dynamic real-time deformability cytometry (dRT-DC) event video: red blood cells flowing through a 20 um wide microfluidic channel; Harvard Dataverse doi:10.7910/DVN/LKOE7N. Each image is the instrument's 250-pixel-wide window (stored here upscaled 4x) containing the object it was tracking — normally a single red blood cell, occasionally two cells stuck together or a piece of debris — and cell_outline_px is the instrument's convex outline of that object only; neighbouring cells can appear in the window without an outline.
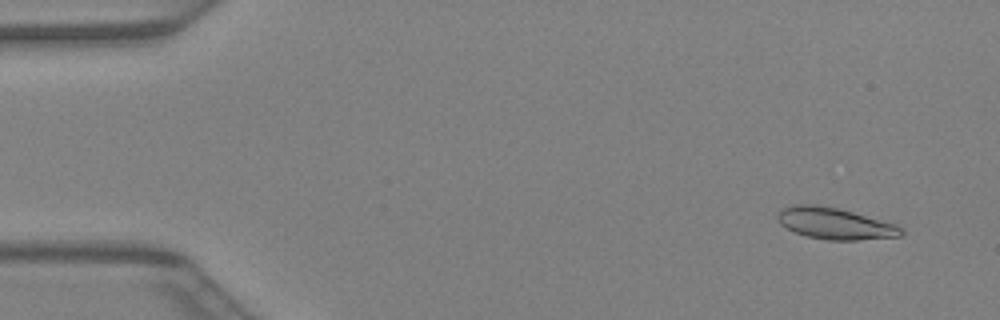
{"species": "Egyptian fruit bat (a non-hibernating species)", "species_latin": "Rousettus aegyptiacus", "temperature_condition": "warm", "stored_images_in_passage": 41, "camera_frame_rate_fps": 3000, "um_per_image_px": 0.085, "animal": {"sex": "female"}, "frame": {"image": 1, "passage_image": 3, "time_ms": 0.667, "image_size_px": [1000, 320], "cell_outline_px": [[904, 236], [856, 240], [828, 240], [808, 236], [796, 232], [780, 224], [776, 216], [780, 208], [792, 204], [820, 204], [840, 208], [896, 224], [904, 228]], "centroid_in_image_um": [70.98, 18.98], "position_along_channel_um": 14.0, "area_um2": 23.0}}
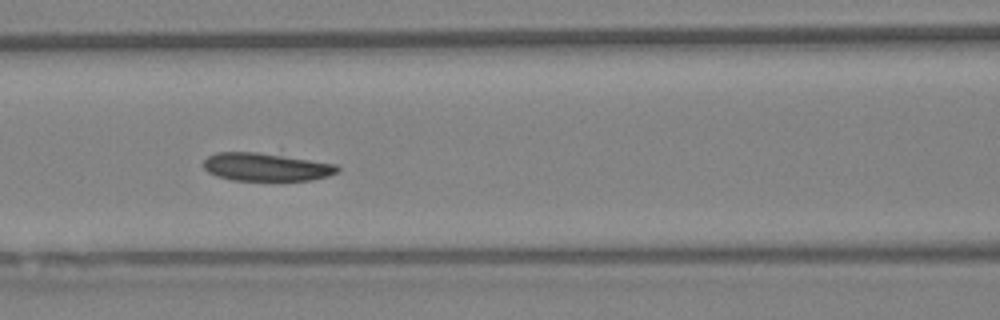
{"frame": {"image": 2, "passage_image": 18, "time_ms": 5.667, "image_size_px": [1000, 320], "cell_outline_px": [[340, 172], [328, 176], [312, 180], [232, 180], [216, 176], [208, 172], [204, 168], [204, 160], [208, 156], [216, 152], [280, 148], [336, 164], [340, 168]], "centroid_in_image_um": [22.77, 14.07], "position_along_channel_um": 143.8, "area_um2": 24.51}}
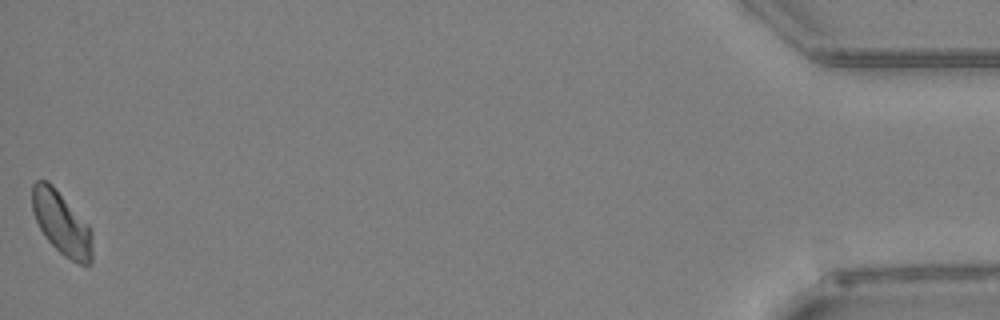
{"frame": {"image": 3, "passage_image": 41, "time_ms": 13.333, "image_size_px": [1000, 320], "cell_outline_px": [[92, 264], [80, 264], [64, 256], [44, 236], [32, 212], [32, 184], [36, 180], [48, 180], [56, 188], [92, 228]], "centroid_in_image_um": [5.24, 18.95], "position_along_channel_um": 430.0, "area_um2": 22.31}}